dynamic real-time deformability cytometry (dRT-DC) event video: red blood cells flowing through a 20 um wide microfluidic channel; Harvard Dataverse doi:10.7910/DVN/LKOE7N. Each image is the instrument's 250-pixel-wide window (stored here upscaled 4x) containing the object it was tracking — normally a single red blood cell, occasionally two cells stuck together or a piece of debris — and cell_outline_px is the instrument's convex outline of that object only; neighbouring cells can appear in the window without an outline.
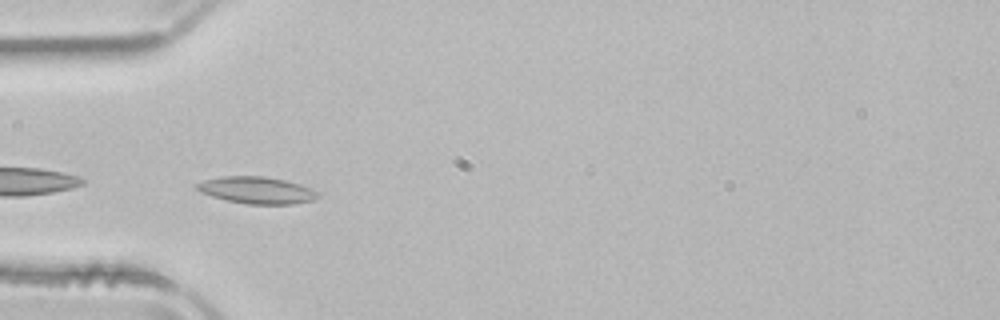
{"species": "common noctule bat (a hibernating species)", "species_latin": "Nyctalus noctula", "temperature_condition": "room temperature", "stored_images_in_passage": 49, "camera_frame_rate_fps": 3000, "um_per_image_px": 0.085, "animal": {"sex": "male", "body_mass_g": 21.5, "forearm_length_mm": 52.0}, "frame": {"image": 1, "passage_image": 13, "time_ms": 4.0, "image_size_px": [1000, 320], "cell_outline_px": [[320, 196], [312, 200], [296, 204], [248, 204], [228, 200], [212, 196], [200, 192], [196, 188], [196, 184], [204, 180], [224, 176], [264, 176], [284, 180], [300, 184], [312, 188], [320, 192]], "centroid_in_image_um": [21.87, 16.17], "position_along_channel_um": 63.1, "area_um2": 18.96}}
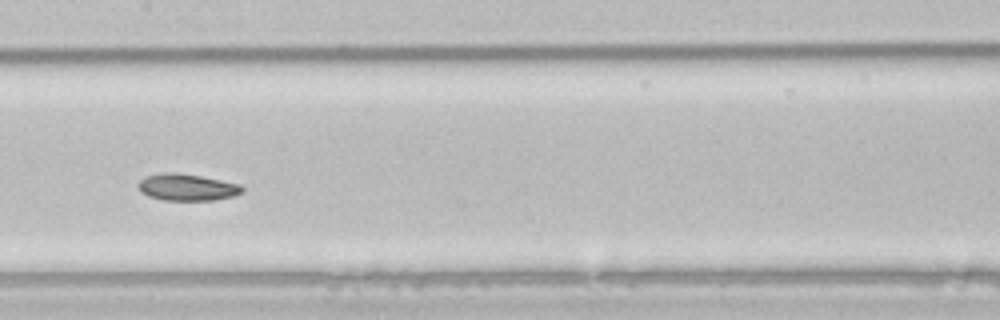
{"frame": {"image": 2, "passage_image": 23, "time_ms": 7.333, "image_size_px": [1000, 320], "cell_outline_px": [[244, 192], [236, 196], [216, 200], [164, 200], [148, 196], [140, 192], [136, 184], [140, 180], [148, 176], [164, 172], [172, 172], [200, 176], [240, 184], [244, 188]], "centroid_in_image_um": [15.92, 15.93], "position_along_channel_um": 191.5, "area_um2": 16.3}}
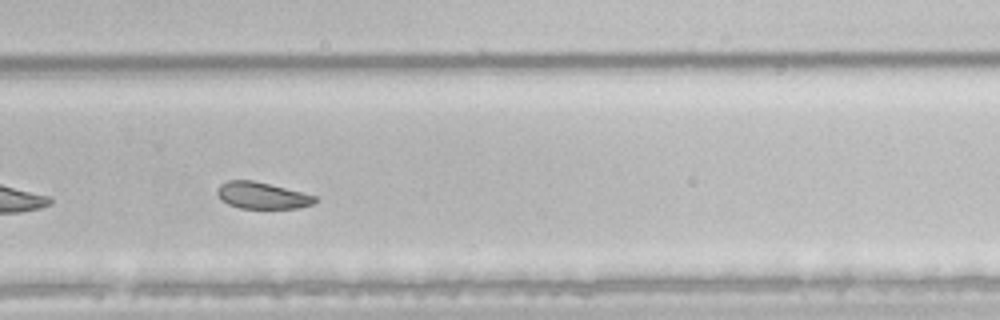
{"frame": {"image": 3, "passage_image": 32, "time_ms": 10.333, "image_size_px": [1000, 320], "cell_outline_px": [[316, 200], [312, 204], [300, 208], [240, 208], [228, 204], [220, 200], [216, 192], [216, 188], [220, 184], [228, 180], [252, 180], [316, 196]], "centroid_in_image_um": [22.21, 16.62], "position_along_channel_um": 307.6, "area_um2": 15.03}, "authors_computed_cell_mechanics": {"area_um2": 18.207, "velocity_mm_per_s": 3.8913, "shape_relaxation_time_tau1_ms": 8.9798, "shape_relaxation_time_tau2_ms": 6.4216, "deformation_change_tau1": 0.1262, "deformation_change_tau2": 0.1095}}